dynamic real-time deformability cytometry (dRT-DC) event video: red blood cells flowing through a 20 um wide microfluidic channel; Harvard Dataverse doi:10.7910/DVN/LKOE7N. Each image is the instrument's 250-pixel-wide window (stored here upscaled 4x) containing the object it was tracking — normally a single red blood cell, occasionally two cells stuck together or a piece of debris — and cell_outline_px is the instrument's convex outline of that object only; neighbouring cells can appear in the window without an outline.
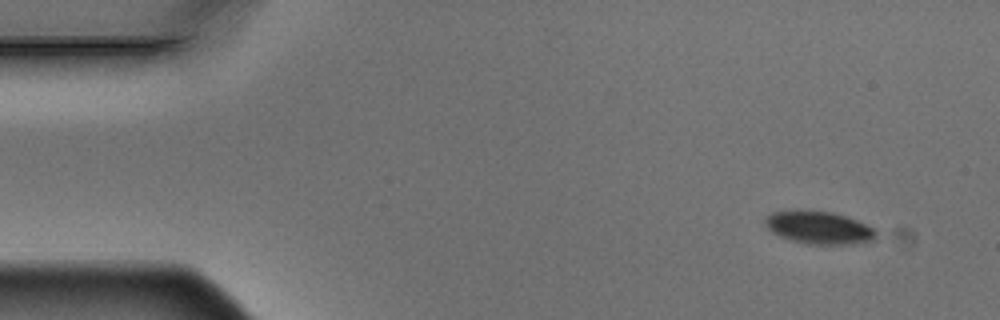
{"species": "Egyptian fruit bat (a non-hibernating species)", "species_latin": "Rousettus aegyptiacus", "temperature_condition": "warm", "stored_images_in_passage": 4, "camera_frame_rate_fps": 3000, "um_per_image_px": 0.085, "animal": {"sex": "male"}, "frame": {"image": 1, "passage_image": 1, "time_ms": 0.0, "image_size_px": [1000, 320], "cell_outline_px": [[876, 240], [848, 244], [808, 244], [792, 240], [780, 236], [772, 232], [764, 224], [764, 220], [772, 212], [832, 212], [848, 216], [872, 228], [876, 232]], "centroid_in_image_um": [69.63, 19.37], "position_along_channel_um": 15.4, "area_um2": 20.52}}
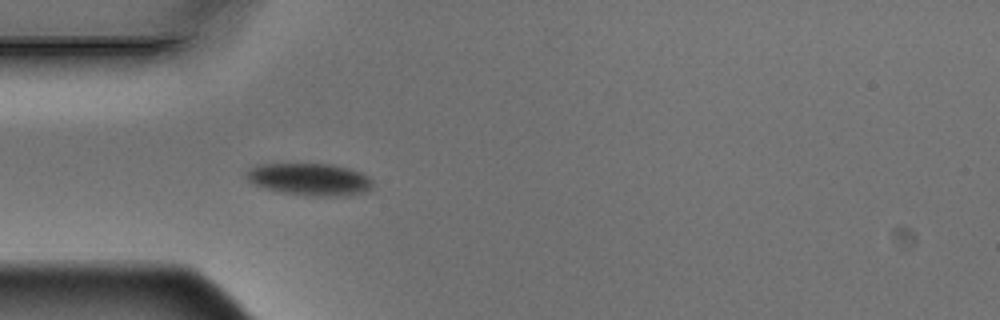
{"frame": {"image": 2, "passage_image": 4, "time_ms": 1.0, "image_size_px": [1000, 320], "cell_outline_px": [[372, 184], [364, 192], [340, 196], [312, 196], [280, 192], [264, 188], [248, 180], [244, 176], [252, 168], [260, 164], [332, 164], [348, 168], [360, 172], [372, 180]], "centroid_in_image_um": [26.31, 15.24], "position_along_channel_um": 58.7, "area_um2": 23.35}}